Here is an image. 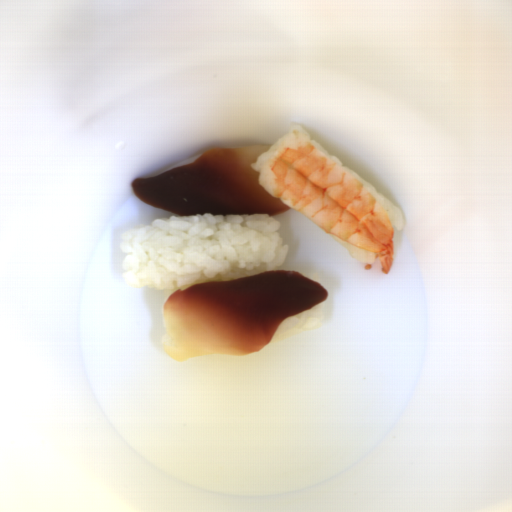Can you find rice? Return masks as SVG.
Instances as JSON below:
<instances>
[{"instance_id":"rice-4","label":"rice","mask_w":512,"mask_h":512,"mask_svg":"<svg viewBox=\"0 0 512 512\" xmlns=\"http://www.w3.org/2000/svg\"><path fill=\"white\" fill-rule=\"evenodd\" d=\"M333 236V235H332ZM335 241L343 246L347 252V254L355 261L363 264H371L376 259L374 254L369 252L366 249L356 248L351 244L341 240L340 238L333 236Z\"/></svg>"},{"instance_id":"rice-2","label":"rice","mask_w":512,"mask_h":512,"mask_svg":"<svg viewBox=\"0 0 512 512\" xmlns=\"http://www.w3.org/2000/svg\"><path fill=\"white\" fill-rule=\"evenodd\" d=\"M293 130H299L304 135H306L309 140L313 143V145L317 148V150L330 159L333 163L343 169L346 173H348L353 179H355L359 184H361L366 190H368L373 197L378 201V203L383 207L386 211L389 221L393 227V234L402 230L405 225L404 216L402 210L393 205L386 197H384L375 187H373L369 182H367L363 177L354 172L348 167H343V162L339 160L335 155L327 151L320 144H318L315 140H313L309 134L304 130L302 126L295 125ZM291 131V132H292Z\"/></svg>"},{"instance_id":"rice-1","label":"rice","mask_w":512,"mask_h":512,"mask_svg":"<svg viewBox=\"0 0 512 512\" xmlns=\"http://www.w3.org/2000/svg\"><path fill=\"white\" fill-rule=\"evenodd\" d=\"M269 214L172 215L124 230L122 277L131 288L186 290L280 267L288 246Z\"/></svg>"},{"instance_id":"rice-3","label":"rice","mask_w":512,"mask_h":512,"mask_svg":"<svg viewBox=\"0 0 512 512\" xmlns=\"http://www.w3.org/2000/svg\"><path fill=\"white\" fill-rule=\"evenodd\" d=\"M325 321L324 314L315 305L281 320L270 343L287 339L302 332L317 330Z\"/></svg>"}]
</instances>
